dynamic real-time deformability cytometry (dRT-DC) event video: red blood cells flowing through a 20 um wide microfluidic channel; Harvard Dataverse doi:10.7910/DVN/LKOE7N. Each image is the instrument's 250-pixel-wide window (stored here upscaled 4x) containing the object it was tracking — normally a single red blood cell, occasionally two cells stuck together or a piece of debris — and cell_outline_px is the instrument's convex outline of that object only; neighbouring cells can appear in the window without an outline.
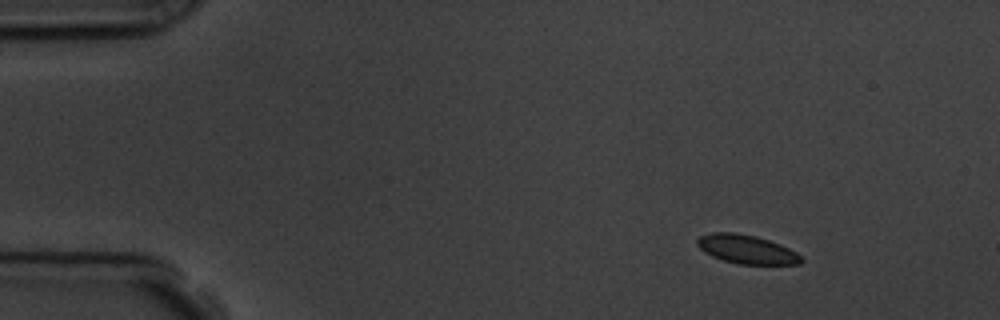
{"species": "common noctule bat (a hibernating species)", "species_latin": "Nyctalus noctula", "temperature_condition": "room temperature", "stored_images_in_passage": 3, "camera_frame_rate_fps": 3000, "um_per_image_px": 0.085, "animal": {"sex": "male", "body_mass_g": 19.5, "forearm_length_mm": 54.6}, "frame": {"image": 1, "passage_image": 1, "time_ms": 0.0, "image_size_px": [1000, 320], "cell_outline_px": [[804, 260], [800, 264], [740, 264], [724, 260], [712, 256], [704, 252], [696, 244], [696, 240], [700, 236], [712, 232], [736, 232], [756, 236], [780, 244], [804, 256]], "centroid_in_image_um": [63.48, 21.18], "position_along_channel_um": 21.5, "area_um2": 17.51}}
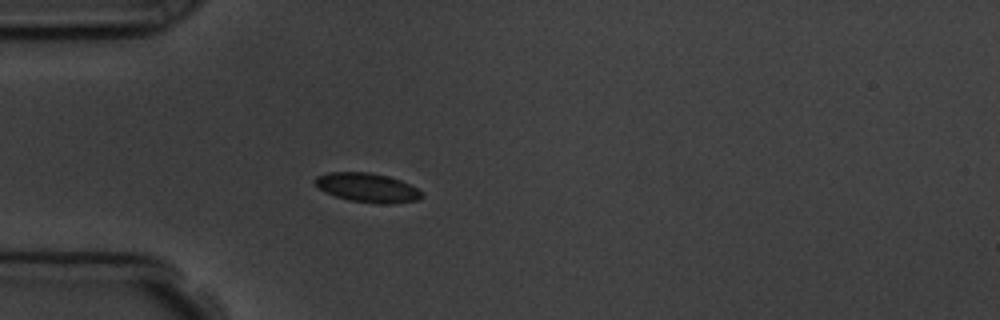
{"frame": {"image": 2, "passage_image": 3, "time_ms": 3.0, "image_size_px": [1000, 320], "cell_outline_px": [[424, 196], [420, 200], [392, 204], [384, 204], [348, 200], [336, 196], [320, 188], [312, 180], [316, 176], [328, 172], [368, 172], [388, 176], [400, 180], [424, 192]], "centroid_in_image_um": [31.27, 15.95], "position_along_channel_um": 53.7, "area_um2": 18.15}}